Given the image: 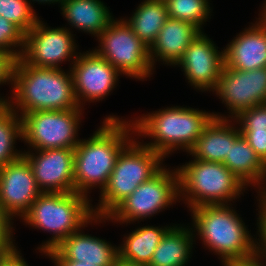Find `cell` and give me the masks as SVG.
<instances>
[{
  "label": "cell",
  "mask_w": 266,
  "mask_h": 266,
  "mask_svg": "<svg viewBox=\"0 0 266 266\" xmlns=\"http://www.w3.org/2000/svg\"><path fill=\"white\" fill-rule=\"evenodd\" d=\"M73 35L75 36L66 26L47 27L38 19L36 25L25 34L20 58L35 67L61 69L60 65L67 60H73L70 63L72 66L79 54Z\"/></svg>",
  "instance_id": "8fae6325"
},
{
  "label": "cell",
  "mask_w": 266,
  "mask_h": 266,
  "mask_svg": "<svg viewBox=\"0 0 266 266\" xmlns=\"http://www.w3.org/2000/svg\"><path fill=\"white\" fill-rule=\"evenodd\" d=\"M263 10L258 14L260 15L258 19L259 23L266 29V0L263 3V6L261 7Z\"/></svg>",
  "instance_id": "74e56055"
},
{
  "label": "cell",
  "mask_w": 266,
  "mask_h": 266,
  "mask_svg": "<svg viewBox=\"0 0 266 266\" xmlns=\"http://www.w3.org/2000/svg\"><path fill=\"white\" fill-rule=\"evenodd\" d=\"M17 247L9 250L0 260V266H29Z\"/></svg>",
  "instance_id": "e575fe53"
},
{
  "label": "cell",
  "mask_w": 266,
  "mask_h": 266,
  "mask_svg": "<svg viewBox=\"0 0 266 266\" xmlns=\"http://www.w3.org/2000/svg\"><path fill=\"white\" fill-rule=\"evenodd\" d=\"M116 266H131V265H127V264H124V263L118 262Z\"/></svg>",
  "instance_id": "60d3db41"
},
{
  "label": "cell",
  "mask_w": 266,
  "mask_h": 266,
  "mask_svg": "<svg viewBox=\"0 0 266 266\" xmlns=\"http://www.w3.org/2000/svg\"><path fill=\"white\" fill-rule=\"evenodd\" d=\"M231 206V207H230ZM228 205H206L190 209L192 229L202 244L221 258L222 264L256 255V239L244 221ZM250 233V234H249Z\"/></svg>",
  "instance_id": "5b68a950"
},
{
  "label": "cell",
  "mask_w": 266,
  "mask_h": 266,
  "mask_svg": "<svg viewBox=\"0 0 266 266\" xmlns=\"http://www.w3.org/2000/svg\"><path fill=\"white\" fill-rule=\"evenodd\" d=\"M24 41L25 34L15 24L0 16V49L19 59L24 49Z\"/></svg>",
  "instance_id": "f1b7e54d"
},
{
  "label": "cell",
  "mask_w": 266,
  "mask_h": 266,
  "mask_svg": "<svg viewBox=\"0 0 266 266\" xmlns=\"http://www.w3.org/2000/svg\"><path fill=\"white\" fill-rule=\"evenodd\" d=\"M177 169L163 166L149 180L141 183L130 196L123 200L108 216L107 221L130 224L169 208L179 200Z\"/></svg>",
  "instance_id": "9c48e42d"
},
{
  "label": "cell",
  "mask_w": 266,
  "mask_h": 266,
  "mask_svg": "<svg viewBox=\"0 0 266 266\" xmlns=\"http://www.w3.org/2000/svg\"><path fill=\"white\" fill-rule=\"evenodd\" d=\"M171 227L143 226L124 236L123 244L118 246L119 262L131 266H148L152 255Z\"/></svg>",
  "instance_id": "cb8c5ba5"
},
{
  "label": "cell",
  "mask_w": 266,
  "mask_h": 266,
  "mask_svg": "<svg viewBox=\"0 0 266 266\" xmlns=\"http://www.w3.org/2000/svg\"><path fill=\"white\" fill-rule=\"evenodd\" d=\"M123 19L137 37L150 48L168 19L166 4L162 0H144L129 19Z\"/></svg>",
  "instance_id": "d4e9b609"
},
{
  "label": "cell",
  "mask_w": 266,
  "mask_h": 266,
  "mask_svg": "<svg viewBox=\"0 0 266 266\" xmlns=\"http://www.w3.org/2000/svg\"><path fill=\"white\" fill-rule=\"evenodd\" d=\"M214 117V112L173 106L143 114L131 122L134 134L152 138L149 143H140L166 158L177 149L188 152Z\"/></svg>",
  "instance_id": "3957f363"
},
{
  "label": "cell",
  "mask_w": 266,
  "mask_h": 266,
  "mask_svg": "<svg viewBox=\"0 0 266 266\" xmlns=\"http://www.w3.org/2000/svg\"><path fill=\"white\" fill-rule=\"evenodd\" d=\"M80 228L47 253L52 261H76L95 266H116L118 247L105 239L84 234Z\"/></svg>",
  "instance_id": "e0dca14e"
},
{
  "label": "cell",
  "mask_w": 266,
  "mask_h": 266,
  "mask_svg": "<svg viewBox=\"0 0 266 266\" xmlns=\"http://www.w3.org/2000/svg\"><path fill=\"white\" fill-rule=\"evenodd\" d=\"M22 136V119L6 103L0 105V168L23 156L15 149ZM15 149V150H14Z\"/></svg>",
  "instance_id": "484cf974"
},
{
  "label": "cell",
  "mask_w": 266,
  "mask_h": 266,
  "mask_svg": "<svg viewBox=\"0 0 266 266\" xmlns=\"http://www.w3.org/2000/svg\"><path fill=\"white\" fill-rule=\"evenodd\" d=\"M176 169L182 197L179 199L185 201L189 210L197 206L230 205L247 188L223 163L193 159Z\"/></svg>",
  "instance_id": "8992f818"
},
{
  "label": "cell",
  "mask_w": 266,
  "mask_h": 266,
  "mask_svg": "<svg viewBox=\"0 0 266 266\" xmlns=\"http://www.w3.org/2000/svg\"><path fill=\"white\" fill-rule=\"evenodd\" d=\"M12 218L0 206V248L14 249L15 240H13V222Z\"/></svg>",
  "instance_id": "1f68e13d"
},
{
  "label": "cell",
  "mask_w": 266,
  "mask_h": 266,
  "mask_svg": "<svg viewBox=\"0 0 266 266\" xmlns=\"http://www.w3.org/2000/svg\"><path fill=\"white\" fill-rule=\"evenodd\" d=\"M134 138L119 154L107 185L92 209L96 216L107 217L143 182L163 166L164 158Z\"/></svg>",
  "instance_id": "52a82bcc"
},
{
  "label": "cell",
  "mask_w": 266,
  "mask_h": 266,
  "mask_svg": "<svg viewBox=\"0 0 266 266\" xmlns=\"http://www.w3.org/2000/svg\"><path fill=\"white\" fill-rule=\"evenodd\" d=\"M12 249H1L0 248V260L2 259V257L9 251Z\"/></svg>",
  "instance_id": "ab89813d"
},
{
  "label": "cell",
  "mask_w": 266,
  "mask_h": 266,
  "mask_svg": "<svg viewBox=\"0 0 266 266\" xmlns=\"http://www.w3.org/2000/svg\"><path fill=\"white\" fill-rule=\"evenodd\" d=\"M212 92L221 98L230 114L225 117L216 113V118L233 120L246 109L266 104V67L242 71L224 65Z\"/></svg>",
  "instance_id": "7c38bea8"
},
{
  "label": "cell",
  "mask_w": 266,
  "mask_h": 266,
  "mask_svg": "<svg viewBox=\"0 0 266 266\" xmlns=\"http://www.w3.org/2000/svg\"><path fill=\"white\" fill-rule=\"evenodd\" d=\"M133 133L131 120L109 115L92 136L80 140L74 148V192L86 197L95 187L102 192L119 154L137 137Z\"/></svg>",
  "instance_id": "6da1fadb"
},
{
  "label": "cell",
  "mask_w": 266,
  "mask_h": 266,
  "mask_svg": "<svg viewBox=\"0 0 266 266\" xmlns=\"http://www.w3.org/2000/svg\"><path fill=\"white\" fill-rule=\"evenodd\" d=\"M27 1L29 2L30 5L32 4V2H33V3H34V2H35V3L38 2L39 4H42V3H43V4H46V3H47V4H49V5L52 4V3H53V4H55V3L57 4V3H58V4H60V6H61V4H62V2H63L64 0H27Z\"/></svg>",
  "instance_id": "f35d334b"
},
{
  "label": "cell",
  "mask_w": 266,
  "mask_h": 266,
  "mask_svg": "<svg viewBox=\"0 0 266 266\" xmlns=\"http://www.w3.org/2000/svg\"><path fill=\"white\" fill-rule=\"evenodd\" d=\"M37 15L27 0H0V16L15 24L24 34L36 25Z\"/></svg>",
  "instance_id": "83f0119b"
},
{
  "label": "cell",
  "mask_w": 266,
  "mask_h": 266,
  "mask_svg": "<svg viewBox=\"0 0 266 266\" xmlns=\"http://www.w3.org/2000/svg\"><path fill=\"white\" fill-rule=\"evenodd\" d=\"M55 266H95L91 263H83V262H76V261H52Z\"/></svg>",
  "instance_id": "8d00e7d4"
},
{
  "label": "cell",
  "mask_w": 266,
  "mask_h": 266,
  "mask_svg": "<svg viewBox=\"0 0 266 266\" xmlns=\"http://www.w3.org/2000/svg\"><path fill=\"white\" fill-rule=\"evenodd\" d=\"M74 92L79 107L105 99L116 87L121 73L93 49L79 52L70 67ZM120 74V75H119ZM84 102V103H83ZM82 105V106H81Z\"/></svg>",
  "instance_id": "4fadbf2b"
},
{
  "label": "cell",
  "mask_w": 266,
  "mask_h": 266,
  "mask_svg": "<svg viewBox=\"0 0 266 266\" xmlns=\"http://www.w3.org/2000/svg\"><path fill=\"white\" fill-rule=\"evenodd\" d=\"M259 193L257 196L258 197V220H257V234L258 238H256V243H257V252L258 254H263L266 256V192L263 191H256ZM259 232V233H258ZM259 240V242H258Z\"/></svg>",
  "instance_id": "4dcf8cb0"
},
{
  "label": "cell",
  "mask_w": 266,
  "mask_h": 266,
  "mask_svg": "<svg viewBox=\"0 0 266 266\" xmlns=\"http://www.w3.org/2000/svg\"><path fill=\"white\" fill-rule=\"evenodd\" d=\"M11 88L12 96L7 98L6 104L20 117L33 111L79 107L70 69L66 72L30 66L19 58L14 65Z\"/></svg>",
  "instance_id": "7a4b0ae2"
},
{
  "label": "cell",
  "mask_w": 266,
  "mask_h": 266,
  "mask_svg": "<svg viewBox=\"0 0 266 266\" xmlns=\"http://www.w3.org/2000/svg\"><path fill=\"white\" fill-rule=\"evenodd\" d=\"M97 39L100 44L94 51L121 75L143 81L153 74L148 46L137 37L123 18L113 19Z\"/></svg>",
  "instance_id": "ba28073f"
},
{
  "label": "cell",
  "mask_w": 266,
  "mask_h": 266,
  "mask_svg": "<svg viewBox=\"0 0 266 266\" xmlns=\"http://www.w3.org/2000/svg\"><path fill=\"white\" fill-rule=\"evenodd\" d=\"M23 151L42 193L74 192V149Z\"/></svg>",
  "instance_id": "5bb4252c"
},
{
  "label": "cell",
  "mask_w": 266,
  "mask_h": 266,
  "mask_svg": "<svg viewBox=\"0 0 266 266\" xmlns=\"http://www.w3.org/2000/svg\"><path fill=\"white\" fill-rule=\"evenodd\" d=\"M200 32L201 30L190 22L168 18L149 48L153 69L157 61L167 66H175Z\"/></svg>",
  "instance_id": "d6986e66"
},
{
  "label": "cell",
  "mask_w": 266,
  "mask_h": 266,
  "mask_svg": "<svg viewBox=\"0 0 266 266\" xmlns=\"http://www.w3.org/2000/svg\"><path fill=\"white\" fill-rule=\"evenodd\" d=\"M60 9L71 28L74 27L95 37L114 19L101 0H64Z\"/></svg>",
  "instance_id": "7402d4cb"
},
{
  "label": "cell",
  "mask_w": 266,
  "mask_h": 266,
  "mask_svg": "<svg viewBox=\"0 0 266 266\" xmlns=\"http://www.w3.org/2000/svg\"><path fill=\"white\" fill-rule=\"evenodd\" d=\"M176 65L181 66L193 88L210 92L218 84L224 66V50L220 52L214 41L201 31Z\"/></svg>",
  "instance_id": "9a60e30c"
},
{
  "label": "cell",
  "mask_w": 266,
  "mask_h": 266,
  "mask_svg": "<svg viewBox=\"0 0 266 266\" xmlns=\"http://www.w3.org/2000/svg\"><path fill=\"white\" fill-rule=\"evenodd\" d=\"M193 229L189 226L172 225L155 249L148 266H185L192 257Z\"/></svg>",
  "instance_id": "603a6c76"
},
{
  "label": "cell",
  "mask_w": 266,
  "mask_h": 266,
  "mask_svg": "<svg viewBox=\"0 0 266 266\" xmlns=\"http://www.w3.org/2000/svg\"><path fill=\"white\" fill-rule=\"evenodd\" d=\"M241 134L266 164V131H241Z\"/></svg>",
  "instance_id": "836d02e7"
},
{
  "label": "cell",
  "mask_w": 266,
  "mask_h": 266,
  "mask_svg": "<svg viewBox=\"0 0 266 266\" xmlns=\"http://www.w3.org/2000/svg\"><path fill=\"white\" fill-rule=\"evenodd\" d=\"M235 126L232 119L214 117L188 151L189 155L200 161L223 163L230 144L241 135L240 128Z\"/></svg>",
  "instance_id": "ffe728a7"
},
{
  "label": "cell",
  "mask_w": 266,
  "mask_h": 266,
  "mask_svg": "<svg viewBox=\"0 0 266 266\" xmlns=\"http://www.w3.org/2000/svg\"><path fill=\"white\" fill-rule=\"evenodd\" d=\"M233 122L240 124V131H266V104L242 111Z\"/></svg>",
  "instance_id": "f546056e"
},
{
  "label": "cell",
  "mask_w": 266,
  "mask_h": 266,
  "mask_svg": "<svg viewBox=\"0 0 266 266\" xmlns=\"http://www.w3.org/2000/svg\"><path fill=\"white\" fill-rule=\"evenodd\" d=\"M82 109L78 107L74 110H39L25 113L21 117L22 141L28 143L31 151L74 149L81 140L78 138V129Z\"/></svg>",
  "instance_id": "30bf717a"
},
{
  "label": "cell",
  "mask_w": 266,
  "mask_h": 266,
  "mask_svg": "<svg viewBox=\"0 0 266 266\" xmlns=\"http://www.w3.org/2000/svg\"><path fill=\"white\" fill-rule=\"evenodd\" d=\"M223 164L247 187L253 185L254 189L258 188V191L265 190L266 164L242 134L230 144L229 155Z\"/></svg>",
  "instance_id": "44dd1931"
},
{
  "label": "cell",
  "mask_w": 266,
  "mask_h": 266,
  "mask_svg": "<svg viewBox=\"0 0 266 266\" xmlns=\"http://www.w3.org/2000/svg\"><path fill=\"white\" fill-rule=\"evenodd\" d=\"M168 18L187 21L201 31L212 13L209 0H165Z\"/></svg>",
  "instance_id": "4316f807"
},
{
  "label": "cell",
  "mask_w": 266,
  "mask_h": 266,
  "mask_svg": "<svg viewBox=\"0 0 266 266\" xmlns=\"http://www.w3.org/2000/svg\"><path fill=\"white\" fill-rule=\"evenodd\" d=\"M224 47V65L242 71L266 67V29L251 23Z\"/></svg>",
  "instance_id": "ac0fdd59"
},
{
  "label": "cell",
  "mask_w": 266,
  "mask_h": 266,
  "mask_svg": "<svg viewBox=\"0 0 266 266\" xmlns=\"http://www.w3.org/2000/svg\"><path fill=\"white\" fill-rule=\"evenodd\" d=\"M42 192L22 156L0 168V206L12 218H22Z\"/></svg>",
  "instance_id": "2e32d148"
},
{
  "label": "cell",
  "mask_w": 266,
  "mask_h": 266,
  "mask_svg": "<svg viewBox=\"0 0 266 266\" xmlns=\"http://www.w3.org/2000/svg\"><path fill=\"white\" fill-rule=\"evenodd\" d=\"M90 201L89 197L77 192L41 193L21 218L30 227L52 234V238L42 242L37 250L47 256L50 250L80 228L108 220L93 214L94 207Z\"/></svg>",
  "instance_id": "277c9868"
},
{
  "label": "cell",
  "mask_w": 266,
  "mask_h": 266,
  "mask_svg": "<svg viewBox=\"0 0 266 266\" xmlns=\"http://www.w3.org/2000/svg\"><path fill=\"white\" fill-rule=\"evenodd\" d=\"M16 58L9 52L0 49V85L10 84L13 81V69ZM0 101L6 103L7 98L1 97Z\"/></svg>",
  "instance_id": "d6a6232c"
},
{
  "label": "cell",
  "mask_w": 266,
  "mask_h": 266,
  "mask_svg": "<svg viewBox=\"0 0 266 266\" xmlns=\"http://www.w3.org/2000/svg\"><path fill=\"white\" fill-rule=\"evenodd\" d=\"M222 265L223 266H266V256L257 253L256 255L246 259L224 262Z\"/></svg>",
  "instance_id": "d590c367"
}]
</instances>
